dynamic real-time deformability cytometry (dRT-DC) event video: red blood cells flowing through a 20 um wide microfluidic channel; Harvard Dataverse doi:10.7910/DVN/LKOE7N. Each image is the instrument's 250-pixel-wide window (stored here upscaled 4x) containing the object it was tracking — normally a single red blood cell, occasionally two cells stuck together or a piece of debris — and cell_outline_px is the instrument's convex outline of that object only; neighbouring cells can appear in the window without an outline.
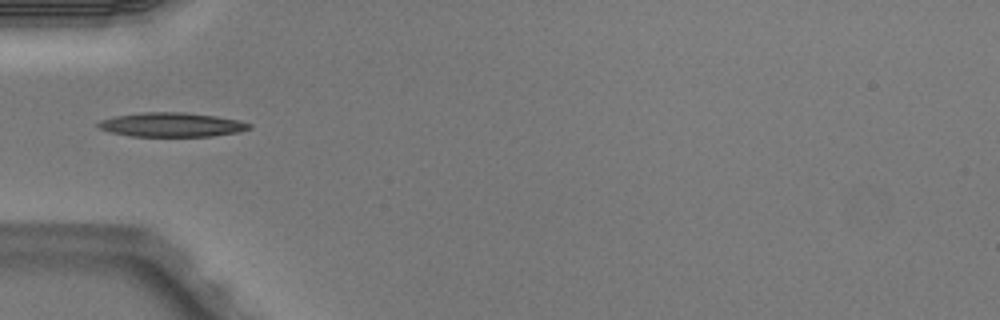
{"species": "Egyptian fruit bat (a non-hibernating species)", "species_latin": "Rousettus aegyptiacus", "temperature_condition": "warm", "stored_images_in_passage": 2, "camera_frame_rate_fps": 3000, "um_per_image_px": 0.085, "animal": {"sex": "male"}, "frame": {"image": 1, "passage_image": 2, "time_ms": 0.333, "image_size_px": [1000, 320], "cell_outline_px": [[252, 128], [236, 132], [212, 136], [132, 136], [108, 132], [96, 128], [96, 124], [100, 120], [116, 116], [144, 112], [184, 112], [216, 116], [236, 120], [252, 124]], "centroid_in_image_um": [14.53, 10.6], "position_along_channel_um": 70.5, "area_um2": 21.27}}